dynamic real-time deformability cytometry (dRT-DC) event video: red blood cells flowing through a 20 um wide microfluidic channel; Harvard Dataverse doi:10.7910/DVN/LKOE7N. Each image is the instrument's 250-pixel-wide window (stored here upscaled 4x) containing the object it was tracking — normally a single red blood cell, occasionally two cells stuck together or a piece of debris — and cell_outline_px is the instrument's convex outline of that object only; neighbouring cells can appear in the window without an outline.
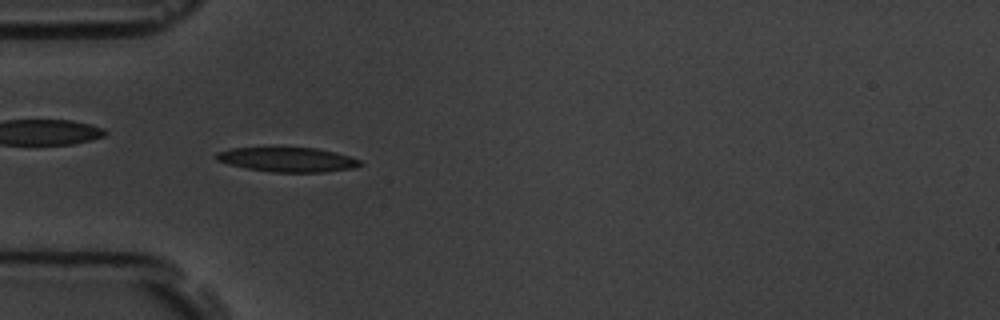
{"species": "common noctule bat (a hibernating species)", "species_latin": "Nyctalus noctula", "temperature_condition": "room temperature", "stored_images_in_passage": 57, "camera_frame_rate_fps": 3000, "um_per_image_px": 0.085, "animal": {"sex": "male", "body_mass_g": 19.5, "forearm_length_mm": 54.6}, "frame": {"image": 1, "passage_image": 17, "time_ms": 5.333, "image_size_px": [1000, 320], "cell_outline_px": [[364, 164], [356, 168], [324, 172], [272, 172], [248, 168], [228, 164], [216, 160], [216, 152], [228, 148], [316, 148], [336, 152], [360, 160]], "centroid_in_image_um": [24.47, 13.57], "position_along_channel_um": 60.5, "area_um2": 20.52}}
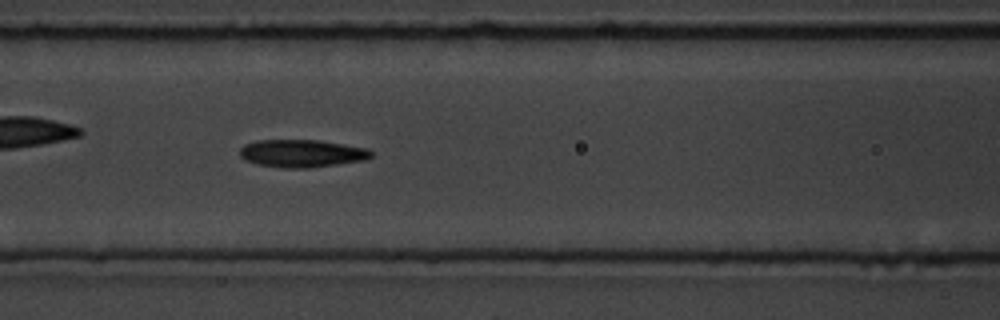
{"frame": {"image": 2, "passage_image": 24, "time_ms": 7.667, "image_size_px": [1000, 320], "cell_outline_px": [[372, 156], [368, 160], [308, 168], [284, 168], [256, 164], [244, 160], [240, 156], [240, 148], [244, 144], [256, 140], [320, 140], [368, 148], [372, 152]], "centroid_in_image_um": [25.66, 13.04], "position_along_channel_um": 140.9, "area_um2": 21.44}}
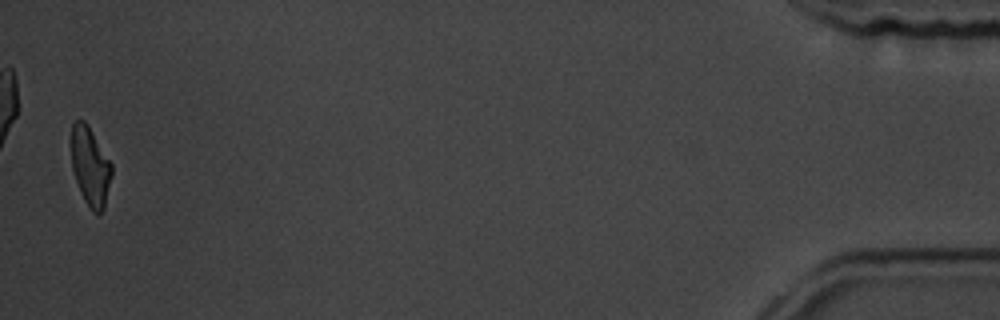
{"frame": {"image": 3, "passage_image": 56, "time_ms": 18.333, "image_size_px": [1000, 320], "cell_outline_px": [[112, 176], [104, 208], [100, 216], [96, 216], [92, 212], [84, 200], [80, 192], [72, 172], [72, 124], [76, 120], [84, 120], [88, 124], [112, 164]], "centroid_in_image_um": [7.69, 14.2], "position_along_channel_um": 427.5, "area_um2": 18.79}, "authors_computed_cell_mechanics": {"area_um2": 20.4034, "velocity_mm_per_s": 3.5544, "shape_relaxation_time_tau1_ms": 4.408, "shape_relaxation_time_tau2_ms": 2.8009, "deformation_change_tau1": 0.1331, "deformation_change_tau2": 0.1109}}